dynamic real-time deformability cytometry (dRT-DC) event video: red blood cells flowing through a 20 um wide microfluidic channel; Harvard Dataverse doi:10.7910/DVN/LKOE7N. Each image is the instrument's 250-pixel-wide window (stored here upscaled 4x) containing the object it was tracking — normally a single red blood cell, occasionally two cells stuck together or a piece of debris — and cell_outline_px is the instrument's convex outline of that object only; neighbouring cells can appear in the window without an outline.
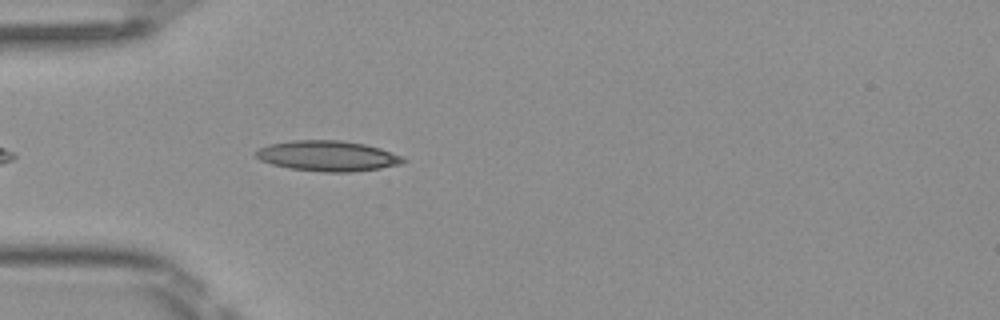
{"species": "Egyptian fruit bat (a non-hibernating species)", "species_latin": "Rousettus aegyptiacus", "temperature_condition": "room temperature", "stored_images_in_passage": 38, "camera_frame_rate_fps": 3000, "um_per_image_px": 0.085, "frame": {"image": 1, "passage_image": 4, "time_ms": 1.0, "image_size_px": [1000, 320], "cell_outline_px": [[408, 160], [400, 164], [380, 168], [352, 172], [324, 172], [288, 168], [272, 164], [260, 160], [256, 156], [256, 152], [260, 148], [268, 144], [292, 140], [340, 140], [364, 144], [380, 148], [404, 156]], "centroid_in_image_um": [27.88, 13.25], "position_along_channel_um": 57.1, "area_um2": 26.18}}
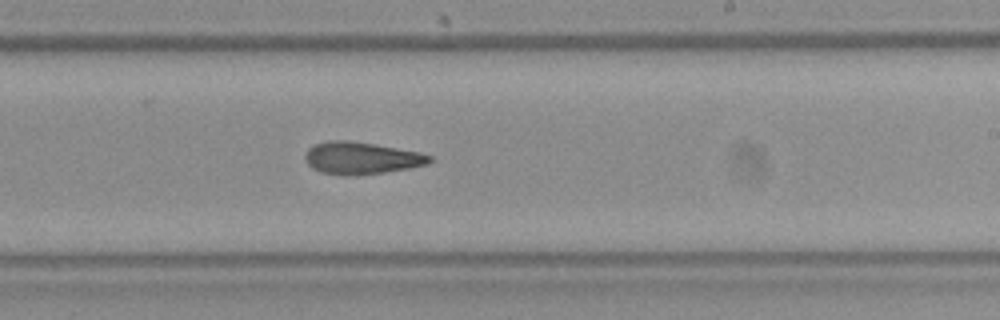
{"frame": {"image": 2, "passage_image": 19, "time_ms": 6.0, "image_size_px": [1000, 320], "cell_outline_px": [[432, 160], [428, 164], [408, 168], [384, 172], [320, 172], [312, 168], [304, 160], [304, 152], [312, 144], [332, 140], [348, 140], [376, 144], [420, 152], [432, 156]], "centroid_in_image_um": [30.71, 13.37], "position_along_channel_um": 258.3, "area_um2": 22.6}}
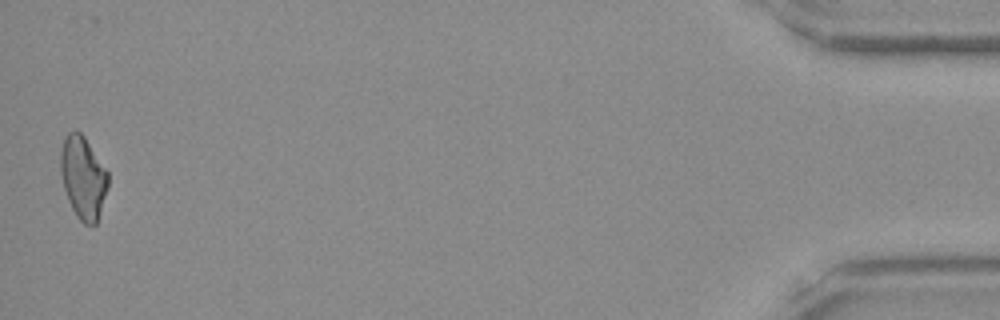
{"frame": {"image": 3, "passage_image": 38, "time_ms": 12.333, "image_size_px": [1000, 320], "cell_outline_px": [[108, 188], [96, 224], [84, 224], [76, 216], [68, 200], [64, 188], [60, 172], [60, 152], [64, 136], [68, 132], [80, 132], [84, 136], [108, 172]], "centroid_in_image_um": [7.05, 15.09], "position_along_channel_um": 428.1, "area_um2": 22.77}, "authors_computed_cell_mechanics": {"area_um2": 23.2934, "velocity_mm_per_s": 4.1122, "shape_relaxation_time_tau1_ms": null, "shape_relaxation_time_tau2_ms": 4.4521, "deformation_change_tau1": null, "deformation_change_tau2": 0.1405}}